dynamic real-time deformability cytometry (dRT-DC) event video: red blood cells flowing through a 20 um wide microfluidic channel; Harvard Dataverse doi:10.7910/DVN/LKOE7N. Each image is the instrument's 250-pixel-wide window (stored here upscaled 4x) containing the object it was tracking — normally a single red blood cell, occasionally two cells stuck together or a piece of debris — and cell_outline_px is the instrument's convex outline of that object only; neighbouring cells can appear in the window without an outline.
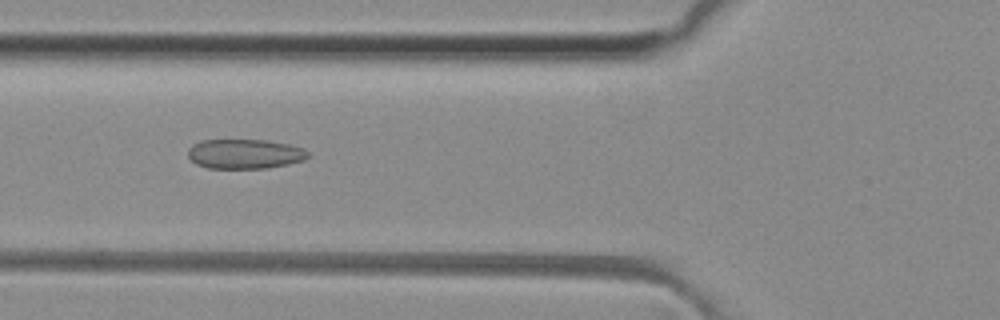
{"species": "common noctule bat (a hibernating species)", "species_latin": "Nyctalus noctula", "temperature_condition": "room temperature", "stored_images_in_passage": 45, "camera_frame_rate_fps": 3000, "um_per_image_px": 0.085, "animal": {"sex": "female", "body_mass_g": 29.2, "forearm_length_mm": 56.3}, "frame": {"image": 1, "passage_image": 14, "time_ms": 4.333, "image_size_px": [1000, 320], "cell_outline_px": [[308, 156], [304, 160], [288, 164], [268, 168], [208, 168], [196, 164], [188, 156], [188, 148], [192, 144], [200, 140], [264, 140], [288, 144], [304, 148], [308, 152]], "centroid_in_image_um": [20.79, 13.08], "position_along_channel_um": 105.0, "area_um2": 20.75}}
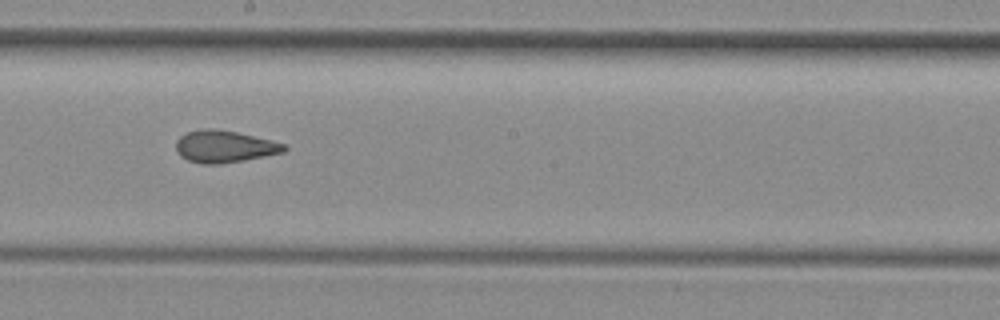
{"frame": {"image": 2, "passage_image": 23, "time_ms": 7.333, "image_size_px": [1000, 320], "cell_outline_px": [[288, 148], [284, 152], [244, 160], [220, 164], [200, 164], [188, 160], [180, 156], [176, 148], [176, 140], [180, 136], [188, 132], [204, 128], [212, 128], [236, 132], [272, 140], [288, 144]], "centroid_in_image_um": [19.09, 12.46], "position_along_channel_um": 229.1, "area_um2": 20.29}}
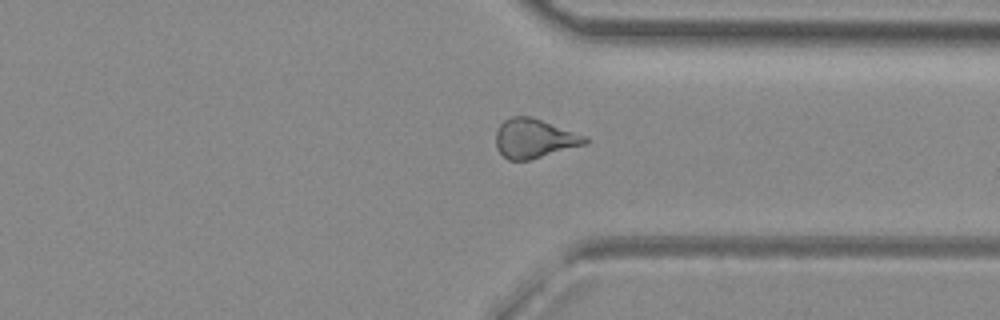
{"frame": {"image": 3, "passage_image": 33, "time_ms": 10.667, "image_size_px": [1000, 320], "cell_outline_px": [[588, 144], [528, 160], [508, 160], [496, 148], [496, 132], [500, 124], [504, 120], [512, 116], [528, 116], [588, 136]], "centroid_in_image_um": [45.42, 11.77], "position_along_channel_um": 366.0, "area_um2": 20.29}, "authors_computed_cell_mechanics": {"area_um2": 20.7502, "velocity_mm_per_s": 4.1292, "shape_relaxation_time_tau1_ms": null, "shape_relaxation_time_tau2_ms": 1.8254, "deformation_change_tau1": null, "deformation_change_tau2": 0.0875}}